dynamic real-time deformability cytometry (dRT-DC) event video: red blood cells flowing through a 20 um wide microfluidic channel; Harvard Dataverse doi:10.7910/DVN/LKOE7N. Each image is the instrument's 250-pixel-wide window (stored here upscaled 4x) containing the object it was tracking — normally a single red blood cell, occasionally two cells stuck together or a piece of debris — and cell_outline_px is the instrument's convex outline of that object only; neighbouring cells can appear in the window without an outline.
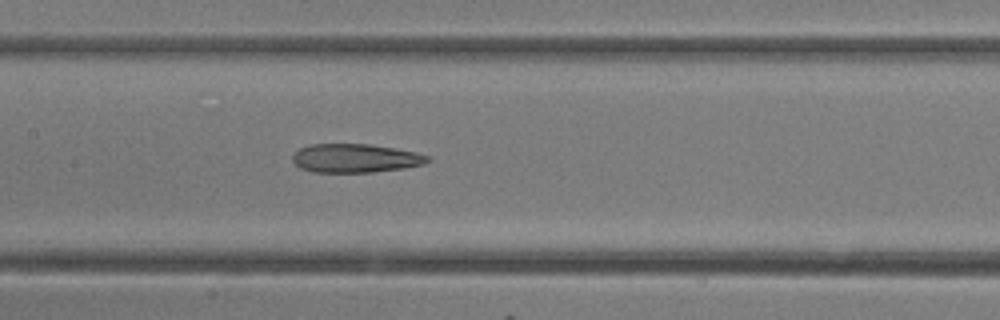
{"species": "common noctule bat (a hibernating species)", "species_latin": "Nyctalus noctula", "temperature_condition": "room temperature", "stored_images_in_passage": 17, "camera_frame_rate_fps": 3000, "um_per_image_px": 0.085, "animal": {"sex": "female"}, "frame": {"image": 1, "passage_image": 15, "time_ms": 4.667, "image_size_px": [1000, 320], "cell_outline_px": [[432, 160], [424, 164], [404, 168], [372, 172], [312, 172], [300, 168], [292, 160], [292, 156], [300, 148], [308, 144], [368, 144], [396, 148], [416, 152], [428, 156]], "centroid_in_image_um": [30.21, 13.44], "position_along_channel_um": 177.2, "area_um2": 22.66}}
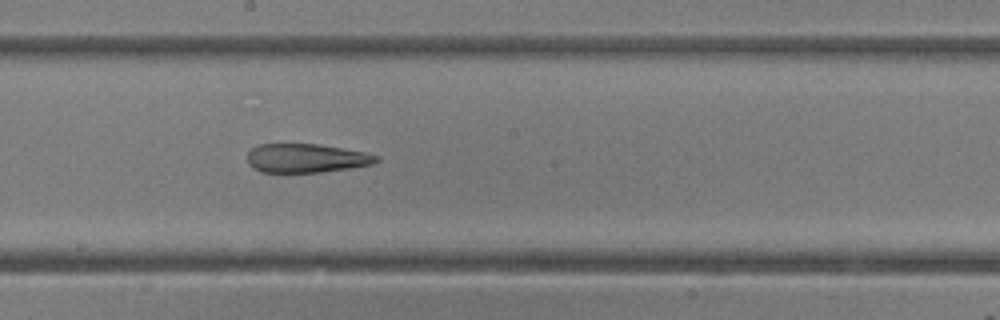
{"frame": {"image": 2, "passage_image": 17, "time_ms": 5.333, "image_size_px": [1000, 320], "cell_outline_px": [[380, 160], [372, 164], [352, 168], [320, 172], [260, 172], [248, 164], [248, 152], [252, 148], [260, 144], [320, 144], [364, 152], [380, 156]], "centroid_in_image_um": [26.05, 13.44], "position_along_channel_um": 222.2, "area_um2": 21.73}}